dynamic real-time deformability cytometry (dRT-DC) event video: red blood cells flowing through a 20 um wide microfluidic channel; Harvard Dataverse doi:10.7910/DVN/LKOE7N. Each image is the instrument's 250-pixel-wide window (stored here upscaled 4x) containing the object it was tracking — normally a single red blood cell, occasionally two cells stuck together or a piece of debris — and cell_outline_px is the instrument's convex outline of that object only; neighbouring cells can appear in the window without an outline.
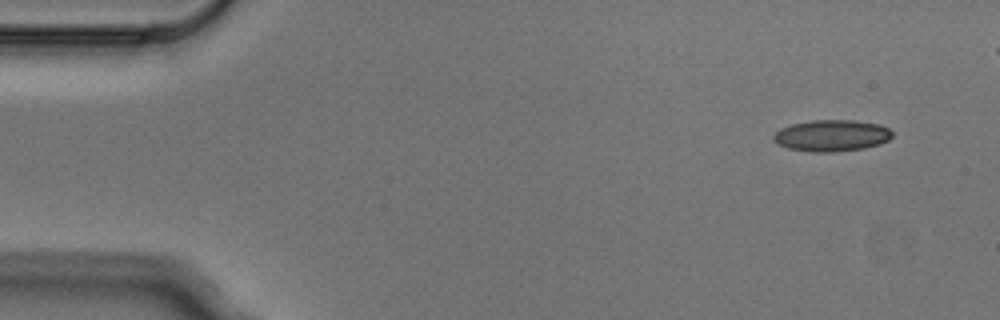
{"species": "Egyptian fruit bat (a non-hibernating species)", "species_latin": "Rousettus aegyptiacus", "temperature_condition": "cold", "stored_images_in_passage": 4, "camera_frame_rate_fps": 3000, "um_per_image_px": 0.085, "animal": {"sex": "male"}, "frame": {"image": 1, "passage_image": 1, "time_ms": 0.0, "image_size_px": [1000, 320], "cell_outline_px": [[892, 136], [888, 140], [880, 144], [864, 148], [832, 152], [812, 152], [788, 148], [772, 140], [772, 136], [780, 128], [792, 124], [812, 120], [856, 120], [880, 124], [888, 128], [892, 132]], "centroid_in_image_um": [70.7, 11.52], "position_along_channel_um": 14.3, "area_um2": 21.85}}